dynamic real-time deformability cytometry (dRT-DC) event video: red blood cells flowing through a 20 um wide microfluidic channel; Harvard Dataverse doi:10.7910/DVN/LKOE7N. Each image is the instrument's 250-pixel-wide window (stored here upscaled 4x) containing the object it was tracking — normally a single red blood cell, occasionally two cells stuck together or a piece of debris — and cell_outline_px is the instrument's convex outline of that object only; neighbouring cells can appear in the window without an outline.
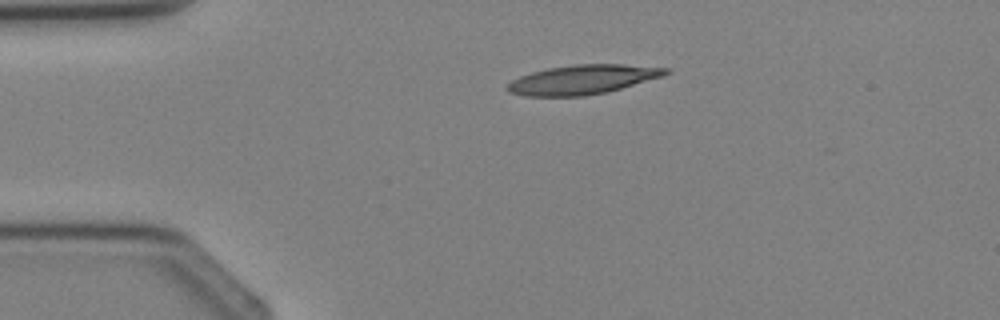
{"species": "Egyptian fruit bat (a non-hibernating species)", "species_latin": "Rousettus aegyptiacus", "temperature_condition": "cold", "stored_images_in_passage": 2, "camera_frame_rate_fps": 3000, "um_per_image_px": 0.085, "animal": {"sex": "female"}, "frame": {"image": 1, "passage_image": 1, "time_ms": 0.0, "image_size_px": [1000, 320], "cell_outline_px": [[672, 72], [664, 76], [608, 92], [584, 96], [524, 96], [508, 92], [504, 88], [512, 80], [520, 76], [532, 72], [548, 68], [576, 64], [624, 64], [672, 68]], "centroid_in_image_um": [49.57, 6.76], "position_along_channel_um": 35.4, "area_um2": 27.34}}
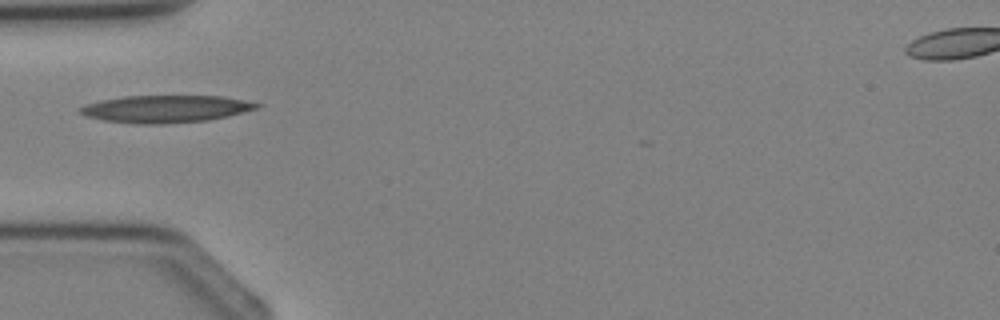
{"frame": {"image": 2, "passage_image": 2, "time_ms": 1.333, "image_size_px": [1000, 320], "cell_outline_px": [[264, 104], [260, 108], [228, 116], [208, 120], [164, 124], [136, 124], [104, 120], [84, 116], [80, 112], [80, 108], [84, 104], [100, 100], [124, 96], [220, 96], [244, 100]], "centroid_in_image_um": [14.09, 9.26], "position_along_channel_um": 70.9, "area_um2": 28.26}}